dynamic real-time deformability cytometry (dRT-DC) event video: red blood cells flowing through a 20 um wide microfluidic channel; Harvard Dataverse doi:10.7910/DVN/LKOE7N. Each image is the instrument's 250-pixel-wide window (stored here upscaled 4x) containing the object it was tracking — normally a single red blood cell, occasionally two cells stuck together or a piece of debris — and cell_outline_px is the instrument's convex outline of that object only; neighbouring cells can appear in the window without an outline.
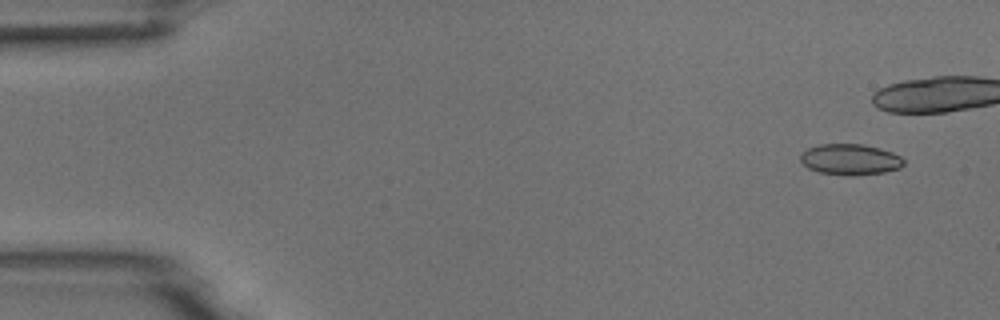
{"species": "common noctule bat (a hibernating species)", "species_latin": "Nyctalus noctula", "temperature_condition": "room temperature", "stored_images_in_passage": 8, "camera_frame_rate_fps": 3000, "um_per_image_px": 0.085, "animal": {"sex": "male", "body_mass_g": 18.8}, "frame": {"image": 1, "passage_image": 2, "time_ms": 1.0, "image_size_px": [1000, 320], "cell_outline_px": [[904, 164], [900, 168], [884, 172], [848, 176], [820, 172], [808, 168], [800, 160], [800, 152], [808, 148], [820, 144], [860, 144], [880, 148], [892, 152], [900, 156], [904, 160]], "centroid_in_image_um": [72.25, 13.55], "position_along_channel_um": 12.7, "area_um2": 18.61}}